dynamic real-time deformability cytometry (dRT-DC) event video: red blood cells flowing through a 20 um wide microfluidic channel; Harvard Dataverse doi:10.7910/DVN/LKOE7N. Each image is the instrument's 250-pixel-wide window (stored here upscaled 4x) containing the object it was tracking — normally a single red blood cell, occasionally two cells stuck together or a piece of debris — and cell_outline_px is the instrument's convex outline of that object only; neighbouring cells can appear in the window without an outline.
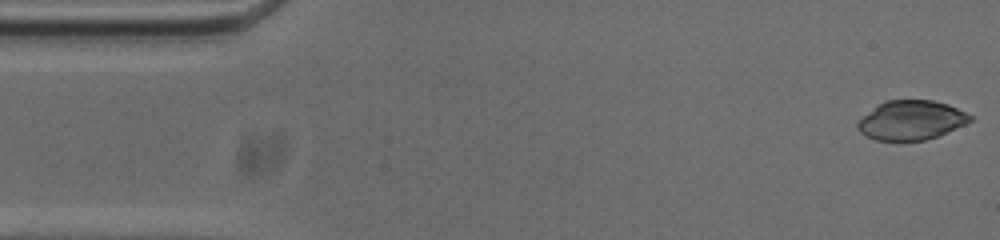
{"species": "common noctule bat (a hibernating species)", "species_latin": "Nyctalus noctula", "temperature_condition": "cold", "stored_images_in_passage": 53, "camera_frame_rate_fps": 3000, "um_per_image_px": 0.085, "animal": {"sex": "male", "body_mass_g": 20.0, "forearm_length_mm": 53.3}, "frame": {"image": 1, "passage_image": 1, "time_ms": 0.0, "image_size_px": [1000, 240], "cell_outline_px": [[972, 120], [964, 124], [936, 136], [924, 140], [876, 140], [860, 132], [856, 128], [856, 124], [864, 116], [884, 100], [932, 100], [948, 104], [972, 116]], "centroid_in_image_um": [77.43, 10.21], "position_along_channel_um": 7.6, "area_um2": 25.26}}
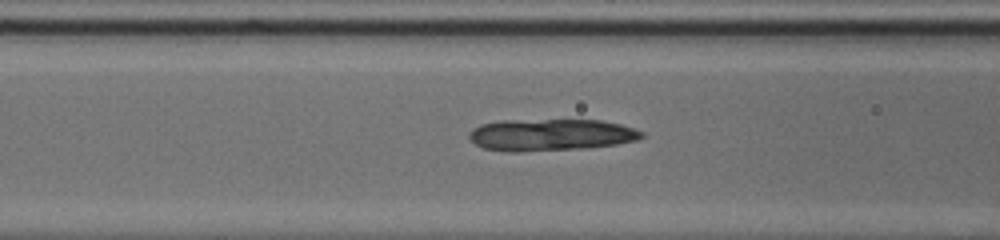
{"frame": {"image": 2, "passage_image": 19, "time_ms": 6.0, "image_size_px": [1000, 240], "cell_outline_px": [[644, 136], [636, 140], [616, 144], [588, 148], [516, 152], [504, 152], [484, 148], [476, 144], [468, 136], [468, 132], [472, 128], [480, 124], [500, 120], [600, 120], [620, 124], [644, 132]], "centroid_in_image_um": [46.77, 11.46], "position_along_channel_um": 119.8, "area_um2": 32.25}}
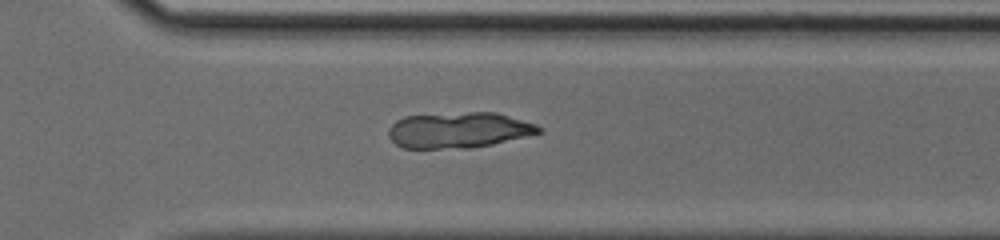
{"frame": {"image": 3, "passage_image": 36, "time_ms": 11.667, "image_size_px": [1000, 240], "cell_outline_px": [[544, 132], [492, 144], [468, 148], [404, 148], [396, 144], [388, 136], [388, 128], [396, 120], [404, 116], [468, 112], [496, 112], [536, 124], [544, 128]], "centroid_in_image_um": [39.0, 11.05], "position_along_channel_um": 331.6, "area_um2": 31.39}}